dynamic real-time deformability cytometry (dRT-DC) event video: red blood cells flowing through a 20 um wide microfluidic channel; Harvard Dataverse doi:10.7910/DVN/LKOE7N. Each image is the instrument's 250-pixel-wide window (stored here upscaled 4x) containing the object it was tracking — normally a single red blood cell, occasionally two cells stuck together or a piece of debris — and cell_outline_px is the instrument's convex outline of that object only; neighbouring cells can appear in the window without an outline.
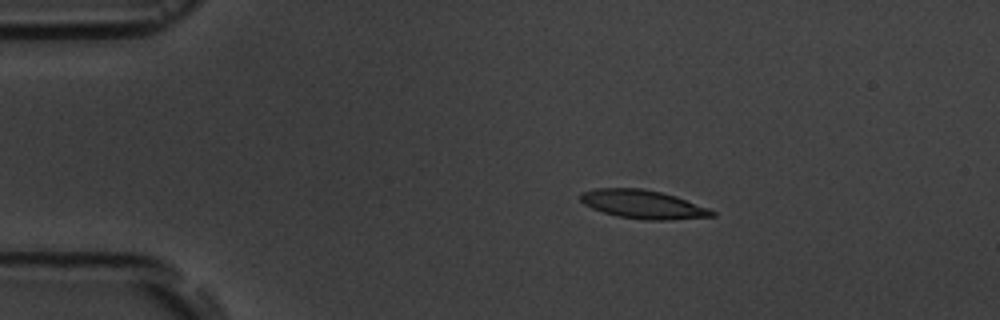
{"species": "common noctule bat (a hibernating species)", "species_latin": "Nyctalus noctula", "temperature_condition": "room temperature", "stored_images_in_passage": 6, "camera_frame_rate_fps": 3000, "um_per_image_px": 0.085, "animal": {"sex": "male", "body_mass_g": 19.5, "forearm_length_mm": 54.6}, "frame": {"image": 1, "passage_image": 4, "time_ms": 3.333, "image_size_px": [1000, 320], "cell_outline_px": [[716, 216], [672, 220], [644, 220], [616, 216], [592, 208], [584, 204], [580, 200], [580, 192], [596, 188], [640, 188], [660, 192], [676, 196], [708, 208], [716, 212]], "centroid_in_image_um": [54.65, 17.37], "position_along_channel_um": 30.3, "area_um2": 21.96}}